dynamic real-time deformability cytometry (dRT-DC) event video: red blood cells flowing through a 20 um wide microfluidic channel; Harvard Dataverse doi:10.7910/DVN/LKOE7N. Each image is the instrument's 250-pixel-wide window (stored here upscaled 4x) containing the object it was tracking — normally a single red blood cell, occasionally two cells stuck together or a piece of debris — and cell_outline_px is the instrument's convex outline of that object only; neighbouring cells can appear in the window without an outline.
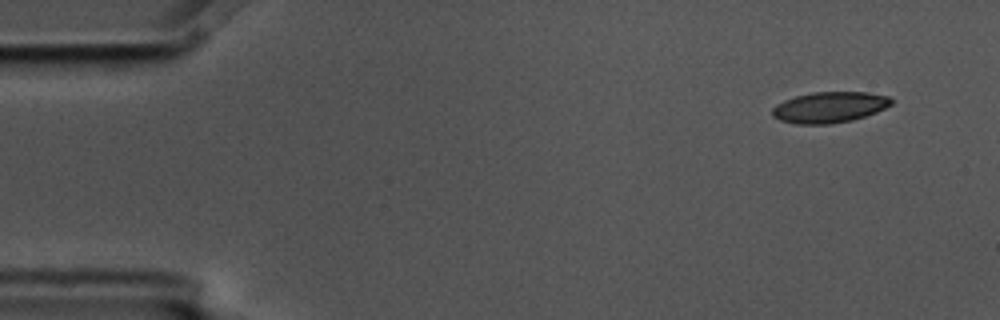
{"species": "common noctule bat (a hibernating species)", "species_latin": "Nyctalus noctula", "temperature_condition": "cold", "stored_images_in_passage": 8, "camera_frame_rate_fps": 3000, "um_per_image_px": 0.085, "animal": {"sex": "male", "body_mass_g": 17.5, "forearm_length_mm": 52.3}, "frame": {"image": 1, "passage_image": 1, "time_ms": 0.0, "image_size_px": [1000, 320], "cell_outline_px": [[892, 104], [876, 112], [852, 120], [828, 124], [796, 124], [780, 120], [772, 116], [772, 108], [776, 104], [784, 100], [796, 96], [812, 92], [868, 92], [888, 96], [892, 100]], "centroid_in_image_um": [70.48, 9.11], "position_along_channel_um": 14.5, "area_um2": 21.39}}
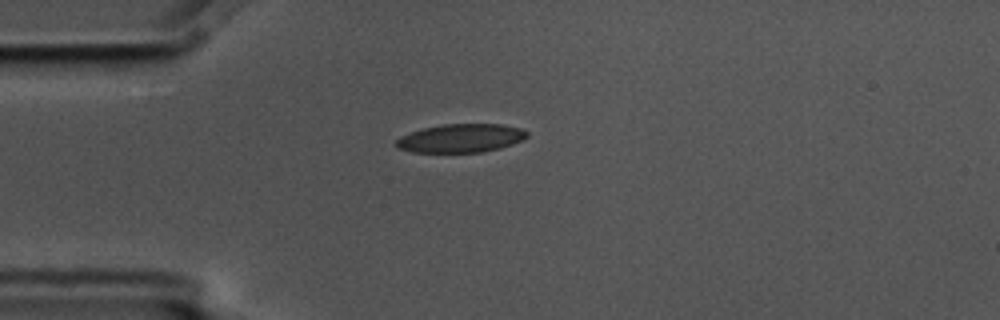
{"frame": {"image": 2, "passage_image": 4, "time_ms": 1.0, "image_size_px": [1000, 320], "cell_outline_px": [[528, 136], [524, 140], [500, 148], [480, 152], [412, 152], [396, 148], [392, 144], [400, 136], [424, 128], [444, 124], [500, 124], [520, 128], [528, 132]], "centroid_in_image_um": [39.15, 11.75], "position_along_channel_um": 45.8, "area_um2": 21.79}}
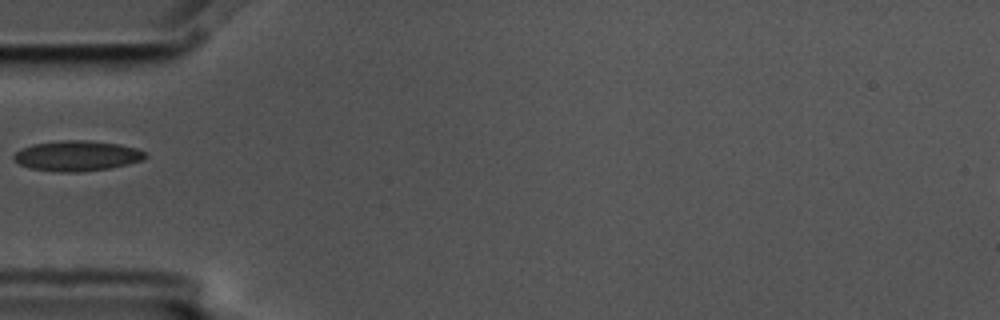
{"frame": {"image": 3, "passage_image": 5, "time_ms": 1.333, "image_size_px": [1000, 320], "cell_outline_px": [[148, 156], [144, 160], [128, 164], [108, 168], [76, 172], [60, 172], [28, 168], [12, 160], [12, 156], [20, 148], [32, 144], [60, 140], [88, 140], [120, 144], [136, 148], [144, 152]], "centroid_in_image_um": [6.52, 13.24], "position_along_channel_um": 78.5, "area_um2": 23.41}}